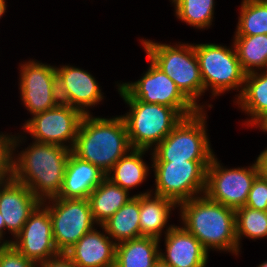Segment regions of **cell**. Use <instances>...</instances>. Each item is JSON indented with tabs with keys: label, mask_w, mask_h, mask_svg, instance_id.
<instances>
[{
	"label": "cell",
	"mask_w": 267,
	"mask_h": 267,
	"mask_svg": "<svg viewBox=\"0 0 267 267\" xmlns=\"http://www.w3.org/2000/svg\"><path fill=\"white\" fill-rule=\"evenodd\" d=\"M151 191L140 194V237L160 238L162 229L168 222L171 208L176 203L168 198L154 195L151 198Z\"/></svg>",
	"instance_id": "cell-21"
},
{
	"label": "cell",
	"mask_w": 267,
	"mask_h": 267,
	"mask_svg": "<svg viewBox=\"0 0 267 267\" xmlns=\"http://www.w3.org/2000/svg\"><path fill=\"white\" fill-rule=\"evenodd\" d=\"M5 10H6L5 0H0V18L5 13Z\"/></svg>",
	"instance_id": "cell-36"
},
{
	"label": "cell",
	"mask_w": 267,
	"mask_h": 267,
	"mask_svg": "<svg viewBox=\"0 0 267 267\" xmlns=\"http://www.w3.org/2000/svg\"><path fill=\"white\" fill-rule=\"evenodd\" d=\"M130 149L132 147L122 116L106 119L85 114L72 153L107 175L113 165L130 152Z\"/></svg>",
	"instance_id": "cell-2"
},
{
	"label": "cell",
	"mask_w": 267,
	"mask_h": 267,
	"mask_svg": "<svg viewBox=\"0 0 267 267\" xmlns=\"http://www.w3.org/2000/svg\"><path fill=\"white\" fill-rule=\"evenodd\" d=\"M165 234L166 255H159L164 263L172 267L206 266L208 251L184 227L171 225Z\"/></svg>",
	"instance_id": "cell-17"
},
{
	"label": "cell",
	"mask_w": 267,
	"mask_h": 267,
	"mask_svg": "<svg viewBox=\"0 0 267 267\" xmlns=\"http://www.w3.org/2000/svg\"><path fill=\"white\" fill-rule=\"evenodd\" d=\"M140 194L133 195L116 213L107 219L101 227L115 243L140 237ZM117 240V241H116Z\"/></svg>",
	"instance_id": "cell-24"
},
{
	"label": "cell",
	"mask_w": 267,
	"mask_h": 267,
	"mask_svg": "<svg viewBox=\"0 0 267 267\" xmlns=\"http://www.w3.org/2000/svg\"><path fill=\"white\" fill-rule=\"evenodd\" d=\"M40 267H79L77 266L66 253H59L56 256L44 261Z\"/></svg>",
	"instance_id": "cell-33"
},
{
	"label": "cell",
	"mask_w": 267,
	"mask_h": 267,
	"mask_svg": "<svg viewBox=\"0 0 267 267\" xmlns=\"http://www.w3.org/2000/svg\"><path fill=\"white\" fill-rule=\"evenodd\" d=\"M56 72L61 103L85 115L89 114L85 107L94 106L103 99L98 83L89 72L68 65L56 68Z\"/></svg>",
	"instance_id": "cell-15"
},
{
	"label": "cell",
	"mask_w": 267,
	"mask_h": 267,
	"mask_svg": "<svg viewBox=\"0 0 267 267\" xmlns=\"http://www.w3.org/2000/svg\"><path fill=\"white\" fill-rule=\"evenodd\" d=\"M260 129L267 132V120L260 126Z\"/></svg>",
	"instance_id": "cell-39"
},
{
	"label": "cell",
	"mask_w": 267,
	"mask_h": 267,
	"mask_svg": "<svg viewBox=\"0 0 267 267\" xmlns=\"http://www.w3.org/2000/svg\"><path fill=\"white\" fill-rule=\"evenodd\" d=\"M258 267H267V261L259 265Z\"/></svg>",
	"instance_id": "cell-40"
},
{
	"label": "cell",
	"mask_w": 267,
	"mask_h": 267,
	"mask_svg": "<svg viewBox=\"0 0 267 267\" xmlns=\"http://www.w3.org/2000/svg\"><path fill=\"white\" fill-rule=\"evenodd\" d=\"M49 210L54 243L59 253H66L86 233L93 230V219L88 199L53 198Z\"/></svg>",
	"instance_id": "cell-10"
},
{
	"label": "cell",
	"mask_w": 267,
	"mask_h": 267,
	"mask_svg": "<svg viewBox=\"0 0 267 267\" xmlns=\"http://www.w3.org/2000/svg\"><path fill=\"white\" fill-rule=\"evenodd\" d=\"M39 264L27 259L12 245L0 246V267H38Z\"/></svg>",
	"instance_id": "cell-32"
},
{
	"label": "cell",
	"mask_w": 267,
	"mask_h": 267,
	"mask_svg": "<svg viewBox=\"0 0 267 267\" xmlns=\"http://www.w3.org/2000/svg\"><path fill=\"white\" fill-rule=\"evenodd\" d=\"M211 161L153 162L156 195L181 202L205 192L206 170ZM195 194V195H194ZM194 195V196H193Z\"/></svg>",
	"instance_id": "cell-7"
},
{
	"label": "cell",
	"mask_w": 267,
	"mask_h": 267,
	"mask_svg": "<svg viewBox=\"0 0 267 267\" xmlns=\"http://www.w3.org/2000/svg\"><path fill=\"white\" fill-rule=\"evenodd\" d=\"M71 152L69 146L35 141L12 160V179L26 185L41 203L57 198Z\"/></svg>",
	"instance_id": "cell-1"
},
{
	"label": "cell",
	"mask_w": 267,
	"mask_h": 267,
	"mask_svg": "<svg viewBox=\"0 0 267 267\" xmlns=\"http://www.w3.org/2000/svg\"><path fill=\"white\" fill-rule=\"evenodd\" d=\"M176 8V16L182 21L197 28L211 25L213 19L214 0H172Z\"/></svg>",
	"instance_id": "cell-28"
},
{
	"label": "cell",
	"mask_w": 267,
	"mask_h": 267,
	"mask_svg": "<svg viewBox=\"0 0 267 267\" xmlns=\"http://www.w3.org/2000/svg\"><path fill=\"white\" fill-rule=\"evenodd\" d=\"M83 116L80 110L60 102L57 106L34 115L23 128L36 142L66 146L63 142L70 140L72 150Z\"/></svg>",
	"instance_id": "cell-12"
},
{
	"label": "cell",
	"mask_w": 267,
	"mask_h": 267,
	"mask_svg": "<svg viewBox=\"0 0 267 267\" xmlns=\"http://www.w3.org/2000/svg\"><path fill=\"white\" fill-rule=\"evenodd\" d=\"M151 60L159 69L169 76L181 93L199 110L203 106L196 100L204 93L198 59L194 45L179 44L176 47L152 41H141ZM200 106V107H199Z\"/></svg>",
	"instance_id": "cell-5"
},
{
	"label": "cell",
	"mask_w": 267,
	"mask_h": 267,
	"mask_svg": "<svg viewBox=\"0 0 267 267\" xmlns=\"http://www.w3.org/2000/svg\"><path fill=\"white\" fill-rule=\"evenodd\" d=\"M121 86L134 98L144 103L161 104L175 108L184 118L196 114L195 107L178 89L174 81L151 60L144 76L134 83Z\"/></svg>",
	"instance_id": "cell-11"
},
{
	"label": "cell",
	"mask_w": 267,
	"mask_h": 267,
	"mask_svg": "<svg viewBox=\"0 0 267 267\" xmlns=\"http://www.w3.org/2000/svg\"><path fill=\"white\" fill-rule=\"evenodd\" d=\"M260 174L267 179V149L257 157Z\"/></svg>",
	"instance_id": "cell-34"
},
{
	"label": "cell",
	"mask_w": 267,
	"mask_h": 267,
	"mask_svg": "<svg viewBox=\"0 0 267 267\" xmlns=\"http://www.w3.org/2000/svg\"><path fill=\"white\" fill-rule=\"evenodd\" d=\"M95 230L82 236L66 254L79 267H115L117 243Z\"/></svg>",
	"instance_id": "cell-18"
},
{
	"label": "cell",
	"mask_w": 267,
	"mask_h": 267,
	"mask_svg": "<svg viewBox=\"0 0 267 267\" xmlns=\"http://www.w3.org/2000/svg\"><path fill=\"white\" fill-rule=\"evenodd\" d=\"M106 178V174L90 162L72 152L65 167L62 188L58 198L88 199L91 192Z\"/></svg>",
	"instance_id": "cell-19"
},
{
	"label": "cell",
	"mask_w": 267,
	"mask_h": 267,
	"mask_svg": "<svg viewBox=\"0 0 267 267\" xmlns=\"http://www.w3.org/2000/svg\"><path fill=\"white\" fill-rule=\"evenodd\" d=\"M44 202L30 215L21 231L14 237L16 241H3L2 245H12L27 259L43 263L59 254L53 237L52 221ZM43 207V208H41Z\"/></svg>",
	"instance_id": "cell-14"
},
{
	"label": "cell",
	"mask_w": 267,
	"mask_h": 267,
	"mask_svg": "<svg viewBox=\"0 0 267 267\" xmlns=\"http://www.w3.org/2000/svg\"><path fill=\"white\" fill-rule=\"evenodd\" d=\"M128 193V190L105 178L88 197L94 221L102 225L113 216L132 198Z\"/></svg>",
	"instance_id": "cell-23"
},
{
	"label": "cell",
	"mask_w": 267,
	"mask_h": 267,
	"mask_svg": "<svg viewBox=\"0 0 267 267\" xmlns=\"http://www.w3.org/2000/svg\"><path fill=\"white\" fill-rule=\"evenodd\" d=\"M12 178H0V191L2 190L1 187H4Z\"/></svg>",
	"instance_id": "cell-38"
},
{
	"label": "cell",
	"mask_w": 267,
	"mask_h": 267,
	"mask_svg": "<svg viewBox=\"0 0 267 267\" xmlns=\"http://www.w3.org/2000/svg\"><path fill=\"white\" fill-rule=\"evenodd\" d=\"M234 39L239 62L246 74L256 71L254 67L267 68V34L235 36Z\"/></svg>",
	"instance_id": "cell-26"
},
{
	"label": "cell",
	"mask_w": 267,
	"mask_h": 267,
	"mask_svg": "<svg viewBox=\"0 0 267 267\" xmlns=\"http://www.w3.org/2000/svg\"><path fill=\"white\" fill-rule=\"evenodd\" d=\"M153 237H139L117 243L115 267H154L159 260L158 244Z\"/></svg>",
	"instance_id": "cell-22"
},
{
	"label": "cell",
	"mask_w": 267,
	"mask_h": 267,
	"mask_svg": "<svg viewBox=\"0 0 267 267\" xmlns=\"http://www.w3.org/2000/svg\"><path fill=\"white\" fill-rule=\"evenodd\" d=\"M154 267H172L169 264L164 263L160 258L159 260L155 263Z\"/></svg>",
	"instance_id": "cell-37"
},
{
	"label": "cell",
	"mask_w": 267,
	"mask_h": 267,
	"mask_svg": "<svg viewBox=\"0 0 267 267\" xmlns=\"http://www.w3.org/2000/svg\"><path fill=\"white\" fill-rule=\"evenodd\" d=\"M40 204L26 185L11 179L0 191V213L5 228L15 237Z\"/></svg>",
	"instance_id": "cell-16"
},
{
	"label": "cell",
	"mask_w": 267,
	"mask_h": 267,
	"mask_svg": "<svg viewBox=\"0 0 267 267\" xmlns=\"http://www.w3.org/2000/svg\"><path fill=\"white\" fill-rule=\"evenodd\" d=\"M259 174L257 160L248 169H223L214 155L206 170L204 194L209 199L236 210L246 205L253 181Z\"/></svg>",
	"instance_id": "cell-9"
},
{
	"label": "cell",
	"mask_w": 267,
	"mask_h": 267,
	"mask_svg": "<svg viewBox=\"0 0 267 267\" xmlns=\"http://www.w3.org/2000/svg\"><path fill=\"white\" fill-rule=\"evenodd\" d=\"M146 151V149H131L130 153L121 157L113 165L106 178L128 191L140 185L146 179L149 171L142 159V154ZM112 172L114 173L112 174Z\"/></svg>",
	"instance_id": "cell-25"
},
{
	"label": "cell",
	"mask_w": 267,
	"mask_h": 267,
	"mask_svg": "<svg viewBox=\"0 0 267 267\" xmlns=\"http://www.w3.org/2000/svg\"><path fill=\"white\" fill-rule=\"evenodd\" d=\"M195 54L198 59L204 92L211 86L214 96L239 89L244 85L246 73L234 50L216 44H196ZM243 84V85H242Z\"/></svg>",
	"instance_id": "cell-8"
},
{
	"label": "cell",
	"mask_w": 267,
	"mask_h": 267,
	"mask_svg": "<svg viewBox=\"0 0 267 267\" xmlns=\"http://www.w3.org/2000/svg\"><path fill=\"white\" fill-rule=\"evenodd\" d=\"M235 36L267 34V0H243Z\"/></svg>",
	"instance_id": "cell-27"
},
{
	"label": "cell",
	"mask_w": 267,
	"mask_h": 267,
	"mask_svg": "<svg viewBox=\"0 0 267 267\" xmlns=\"http://www.w3.org/2000/svg\"><path fill=\"white\" fill-rule=\"evenodd\" d=\"M205 114L183 118L153 149V162L211 161L214 154L206 134Z\"/></svg>",
	"instance_id": "cell-6"
},
{
	"label": "cell",
	"mask_w": 267,
	"mask_h": 267,
	"mask_svg": "<svg viewBox=\"0 0 267 267\" xmlns=\"http://www.w3.org/2000/svg\"><path fill=\"white\" fill-rule=\"evenodd\" d=\"M264 73V74H263ZM262 74L248 73L244 87L238 94L237 104L251 115L248 122L259 127L267 120V69Z\"/></svg>",
	"instance_id": "cell-20"
},
{
	"label": "cell",
	"mask_w": 267,
	"mask_h": 267,
	"mask_svg": "<svg viewBox=\"0 0 267 267\" xmlns=\"http://www.w3.org/2000/svg\"><path fill=\"white\" fill-rule=\"evenodd\" d=\"M183 226L203 247L228 250L236 255L239 246L236 236L235 210L209 199L205 194L180 203Z\"/></svg>",
	"instance_id": "cell-3"
},
{
	"label": "cell",
	"mask_w": 267,
	"mask_h": 267,
	"mask_svg": "<svg viewBox=\"0 0 267 267\" xmlns=\"http://www.w3.org/2000/svg\"><path fill=\"white\" fill-rule=\"evenodd\" d=\"M4 218L2 217V214L0 213V243H2L1 242V240H2V237H3V230H4V228H5V222H4V220H3Z\"/></svg>",
	"instance_id": "cell-35"
},
{
	"label": "cell",
	"mask_w": 267,
	"mask_h": 267,
	"mask_svg": "<svg viewBox=\"0 0 267 267\" xmlns=\"http://www.w3.org/2000/svg\"><path fill=\"white\" fill-rule=\"evenodd\" d=\"M17 138L0 134V178H12V152L18 146Z\"/></svg>",
	"instance_id": "cell-30"
},
{
	"label": "cell",
	"mask_w": 267,
	"mask_h": 267,
	"mask_svg": "<svg viewBox=\"0 0 267 267\" xmlns=\"http://www.w3.org/2000/svg\"><path fill=\"white\" fill-rule=\"evenodd\" d=\"M245 206L267 211V179L261 174L253 181Z\"/></svg>",
	"instance_id": "cell-31"
},
{
	"label": "cell",
	"mask_w": 267,
	"mask_h": 267,
	"mask_svg": "<svg viewBox=\"0 0 267 267\" xmlns=\"http://www.w3.org/2000/svg\"><path fill=\"white\" fill-rule=\"evenodd\" d=\"M235 218L238 246L242 235L251 239L267 236V211L244 206L235 210Z\"/></svg>",
	"instance_id": "cell-29"
},
{
	"label": "cell",
	"mask_w": 267,
	"mask_h": 267,
	"mask_svg": "<svg viewBox=\"0 0 267 267\" xmlns=\"http://www.w3.org/2000/svg\"><path fill=\"white\" fill-rule=\"evenodd\" d=\"M118 87L131 108L122 118L132 149L148 150L153 144L157 146L184 118L175 108L144 103L134 99L121 85Z\"/></svg>",
	"instance_id": "cell-4"
},
{
	"label": "cell",
	"mask_w": 267,
	"mask_h": 267,
	"mask_svg": "<svg viewBox=\"0 0 267 267\" xmlns=\"http://www.w3.org/2000/svg\"><path fill=\"white\" fill-rule=\"evenodd\" d=\"M21 68V99L33 116L60 103L54 66L29 61Z\"/></svg>",
	"instance_id": "cell-13"
}]
</instances>
